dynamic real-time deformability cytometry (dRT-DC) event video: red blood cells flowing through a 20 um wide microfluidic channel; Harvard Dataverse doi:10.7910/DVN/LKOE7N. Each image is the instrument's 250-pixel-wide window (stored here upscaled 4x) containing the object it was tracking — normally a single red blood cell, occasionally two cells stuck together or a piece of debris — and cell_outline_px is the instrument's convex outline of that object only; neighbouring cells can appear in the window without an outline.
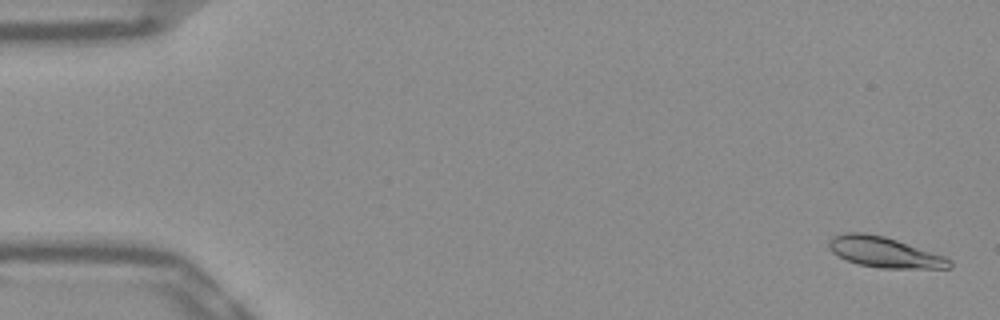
{"species": "Egyptian fruit bat (a non-hibernating species)", "species_latin": "Rousettus aegyptiacus", "temperature_condition": "warm", "stored_images_in_passage": 53, "camera_frame_rate_fps": 3000, "um_per_image_px": 0.085, "frame": {"image": 1, "passage_image": 2, "time_ms": 0.333, "image_size_px": [1000, 320], "cell_outline_px": [[952, 268], [880, 268], [856, 264], [832, 252], [828, 248], [828, 240], [832, 236], [844, 232], [864, 232], [884, 236], [944, 256], [952, 260]], "centroid_in_image_um": [75.14, 21.43], "position_along_channel_um": 9.9, "area_um2": 21.44}}
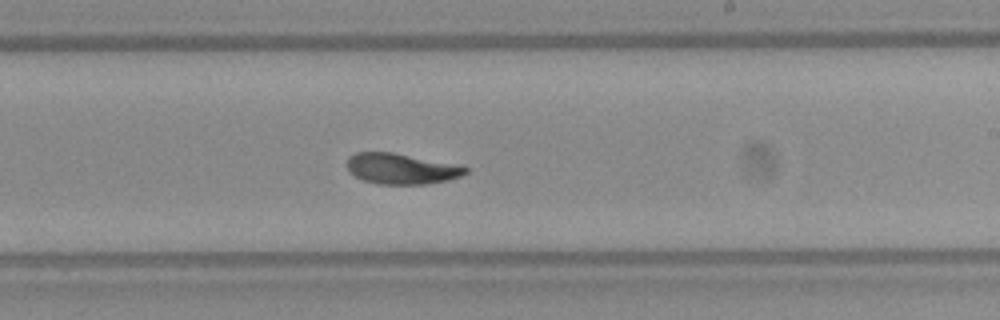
{"frame": {"image": 2, "passage_image": 32, "time_ms": 10.333, "image_size_px": [1000, 320], "cell_outline_px": [[468, 172], [460, 176], [448, 180], [428, 184], [376, 184], [364, 180], [348, 172], [348, 156], [356, 152], [392, 152], [464, 164], [468, 168]], "centroid_in_image_um": [34.18, 14.33], "position_along_channel_um": 254.8, "area_um2": 21.62}}
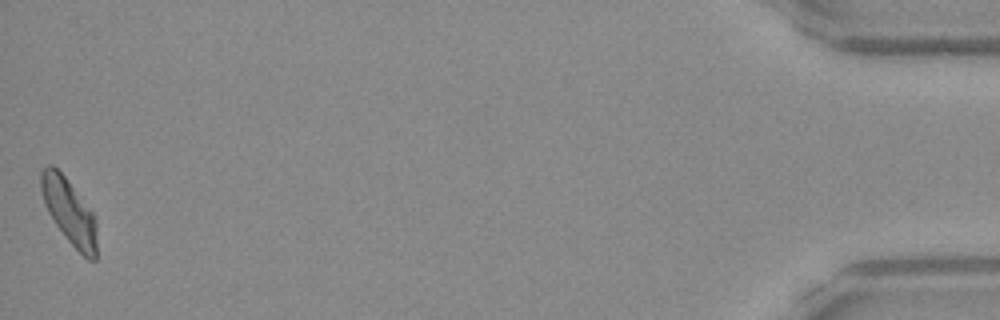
{"frame": {"image": 3, "passage_image": 53, "time_ms": 17.333, "image_size_px": [1000, 320], "cell_outline_px": [[96, 260], [88, 260], [68, 240], [56, 224], [48, 212], [44, 204], [40, 188], [40, 172], [48, 164], [52, 164], [64, 176], [92, 212], [96, 224]], "centroid_in_image_um": [5.86, 17.96], "position_along_channel_um": 429.3, "area_um2": 20.81}, "authors_computed_cell_mechanics": {"area_um2": 21.675, "velocity_mm_per_s": 3.8445, "shape_relaxation_time_tau1_ms": 3.8477, "shape_relaxation_time_tau2_ms": 3.6053, "deformation_change_tau1": 0.1601, "deformation_change_tau2": 0.0923}}